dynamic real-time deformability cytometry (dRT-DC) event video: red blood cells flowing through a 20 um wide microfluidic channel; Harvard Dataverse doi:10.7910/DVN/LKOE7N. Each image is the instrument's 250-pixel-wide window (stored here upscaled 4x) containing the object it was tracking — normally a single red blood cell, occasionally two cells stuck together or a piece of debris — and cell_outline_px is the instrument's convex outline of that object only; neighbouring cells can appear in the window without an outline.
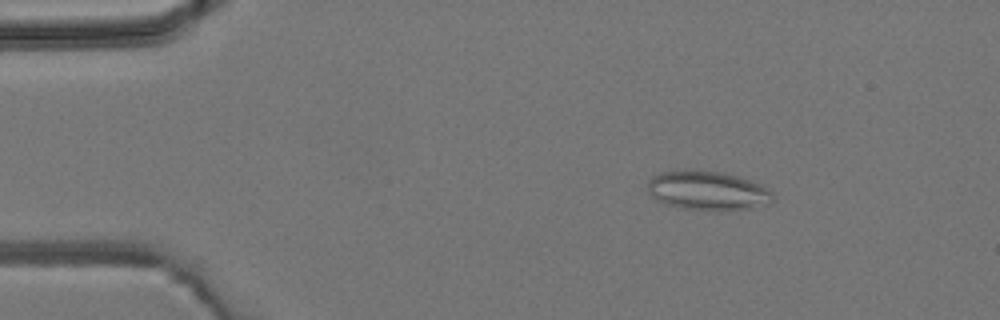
{"species": "common noctule bat (a hibernating species)", "species_latin": "Nyctalus noctula", "temperature_condition": "room temperature", "stored_images_in_passage": 4, "camera_frame_rate_fps": 3000, "um_per_image_px": 0.085, "animal": {"sex": "male", "body_mass_g": 19.2, "forearm_length_mm": 51.8}, "frame": {"image": 1, "passage_image": 2, "time_ms": 1.333, "image_size_px": [1000, 320], "cell_outline_px": [[772, 200], [768, 204], [748, 208], [716, 212], [684, 208], [664, 204], [656, 200], [648, 192], [648, 180], [652, 176], [660, 172], [676, 168], [692, 168], [724, 172], [760, 184], [772, 192]], "centroid_in_image_um": [60.07, 16.18], "position_along_channel_um": 24.9, "area_um2": 29.3}}